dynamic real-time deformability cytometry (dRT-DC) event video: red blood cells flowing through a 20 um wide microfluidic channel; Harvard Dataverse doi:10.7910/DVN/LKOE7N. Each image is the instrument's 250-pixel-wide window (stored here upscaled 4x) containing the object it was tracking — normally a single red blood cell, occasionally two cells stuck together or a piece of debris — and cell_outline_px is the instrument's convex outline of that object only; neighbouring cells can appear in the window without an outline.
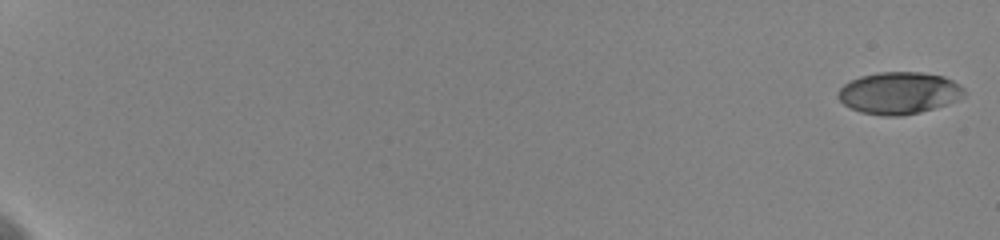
{"species": "human", "species_latin": "Homo sapiens", "temperature_condition": "cold", "stored_images_in_passage": 31, "camera_frame_rate_fps": 3000, "um_per_image_px": 0.085, "donor": {"sex": "female"}, "frame": {"image": 1, "passage_image": 1, "time_ms": 0.0, "image_size_px": [1000, 240], "cell_outline_px": [[964, 96], [956, 100], [920, 112], [900, 116], [884, 116], [860, 112], [844, 104], [836, 96], [840, 88], [844, 84], [860, 76], [880, 72], [920, 72], [944, 76], [960, 84], [964, 88]], "centroid_in_image_um": [76.4, 7.9], "position_along_channel_um": 8.6, "area_um2": 30.69}}
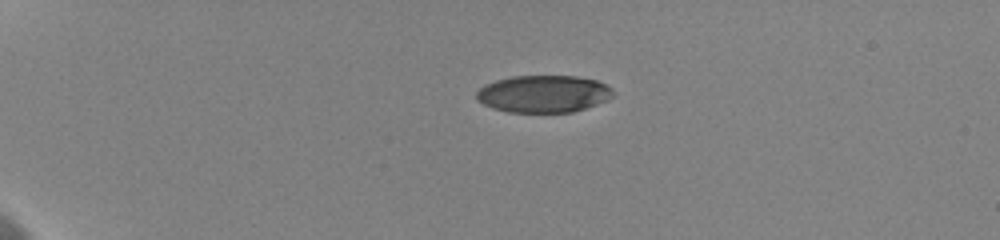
{"frame": {"image": 2, "passage_image": 7, "time_ms": 5.0, "image_size_px": [1000, 240], "cell_outline_px": [[612, 96], [608, 100], [572, 112], [508, 112], [492, 108], [476, 100], [476, 92], [480, 88], [496, 80], [512, 76], [576, 76], [596, 80], [612, 88]], "centroid_in_image_um": [46.18, 7.98], "position_along_channel_um": 38.8, "area_um2": 29.48}}
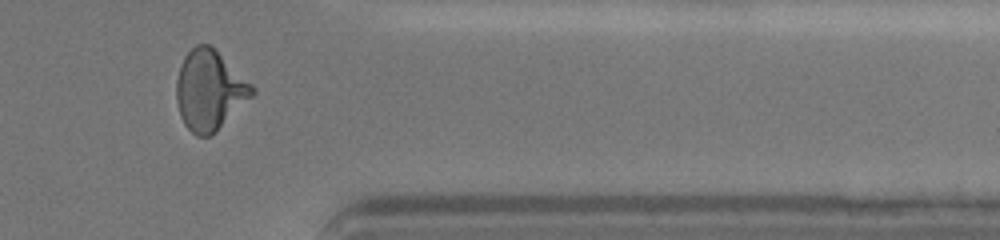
{"frame": {"image": 3, "passage_image": 26, "time_ms": 17.0, "image_size_px": [1000, 240], "cell_outline_px": [[256, 92], [216, 132], [208, 136], [196, 136], [184, 124], [180, 116], [176, 100], [176, 80], [180, 64], [184, 56], [196, 44], [208, 44], [252, 84], [256, 88]], "centroid_in_image_um": [17.79, 7.69], "position_along_channel_um": 393.6, "area_um2": 34.97}, "authors_computed_cell_mechanics": {"area_um2": 33.0616, "velocity_mm_per_s": 3.6067, "shape_relaxation_time_tau1_ms": 3.8499, "shape_relaxation_time_tau2_ms": 0.999, "deformation_change_tau1": 0.1581, "deformation_change_tau2": 0.0639}}